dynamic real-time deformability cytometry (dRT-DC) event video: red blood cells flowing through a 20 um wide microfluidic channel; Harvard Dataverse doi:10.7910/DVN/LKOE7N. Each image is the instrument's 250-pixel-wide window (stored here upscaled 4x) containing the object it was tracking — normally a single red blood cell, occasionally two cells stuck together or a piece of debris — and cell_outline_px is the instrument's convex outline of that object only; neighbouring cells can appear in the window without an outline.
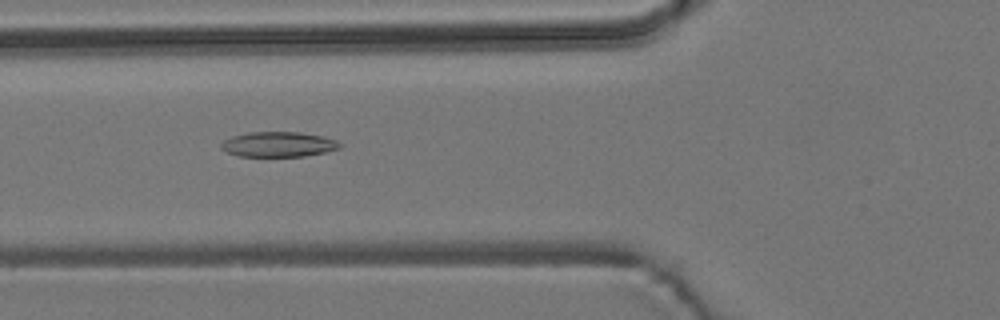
{"species": "common noctule bat (a hibernating species)", "species_latin": "Nyctalus noctula", "temperature_condition": "room temperature", "stored_images_in_passage": 10, "camera_frame_rate_fps": 3000, "um_per_image_px": 0.085, "animal": {"sex": "male", "body_mass_g": 19.2, "forearm_length_mm": 51.8}, "frame": {"image": 1, "passage_image": 6, "time_ms": 7.333, "image_size_px": [1000, 320], "cell_outline_px": [[344, 144], [340, 148], [324, 152], [304, 156], [240, 156], [228, 152], [220, 148], [220, 144], [224, 140], [232, 136], [248, 132], [300, 132], [324, 136], [336, 140]], "centroid_in_image_um": [23.69, 12.26], "position_along_channel_um": 102.1, "area_um2": 17.4}}
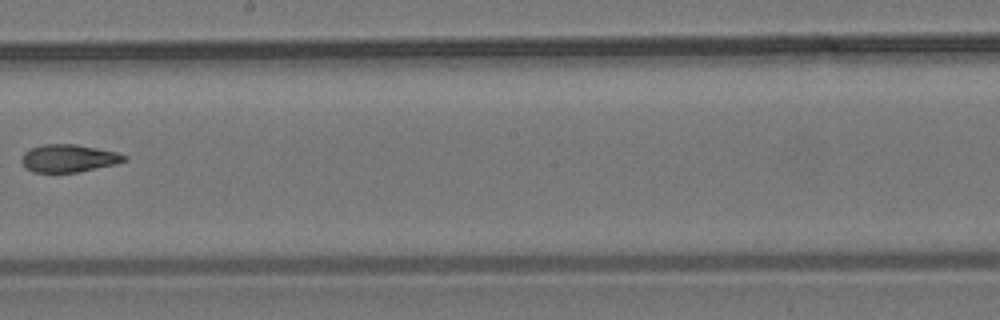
{"frame": {"image": 2, "passage_image": 9, "time_ms": 11.0, "image_size_px": [1000, 320], "cell_outline_px": [[128, 160], [116, 164], [80, 172], [32, 172], [24, 168], [20, 160], [24, 152], [32, 148], [44, 144], [76, 144], [116, 152], [128, 156]], "centroid_in_image_um": [5.83, 13.46], "position_along_channel_um": 242.4, "area_um2": 16.7}}
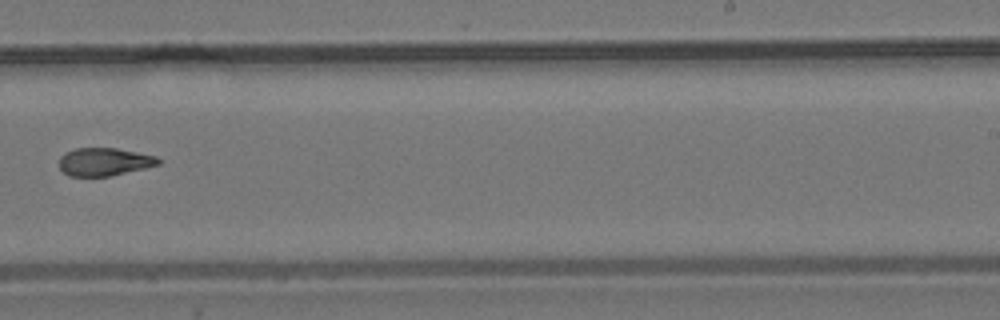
{"frame": {"image": 3, "passage_image": 10, "time_ms": 12.0, "image_size_px": [1000, 320], "cell_outline_px": [[160, 164], [144, 168], [108, 176], [68, 176], [60, 168], [60, 156], [64, 152], [76, 148], [116, 148], [156, 156], [160, 160]], "centroid_in_image_um": [8.83, 13.74], "position_along_channel_um": 280.2, "area_um2": 16.01}}